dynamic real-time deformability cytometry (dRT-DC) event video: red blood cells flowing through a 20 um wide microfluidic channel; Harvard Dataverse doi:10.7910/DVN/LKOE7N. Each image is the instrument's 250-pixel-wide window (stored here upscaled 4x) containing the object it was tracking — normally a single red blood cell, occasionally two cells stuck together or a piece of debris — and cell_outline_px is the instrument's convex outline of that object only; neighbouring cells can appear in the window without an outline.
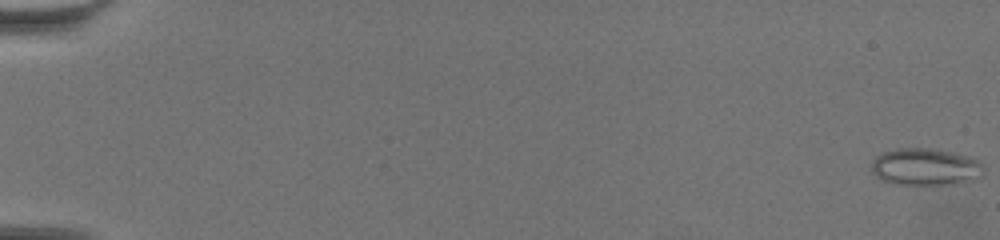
{"species": "common noctule bat (a hibernating species)", "species_latin": "Nyctalus noctula", "temperature_condition": "warm", "stored_images_in_passage": 63, "camera_frame_rate_fps": 3000, "um_per_image_px": 0.085, "animal": {"sex": "female", "body_mass_g": 19.5, "forearm_length_mm": 54.1}, "frame": {"image": 1, "passage_image": 1, "time_ms": 0.0, "image_size_px": [1000, 240], "cell_outline_px": [[984, 168], [980, 176], [952, 184], [892, 184], [880, 180], [872, 172], [872, 160], [876, 156], [884, 152], [900, 148], [928, 148], [948, 152], [980, 160], [984, 164]], "centroid_in_image_um": [78.61, 14.19], "position_along_channel_um": 6.4, "area_um2": 23.93}}
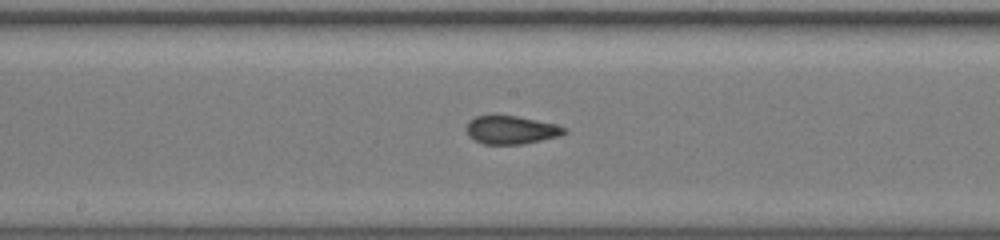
{"frame": {"image": 2, "passage_image": 36, "time_ms": 11.667, "image_size_px": [1000, 240], "cell_outline_px": [[568, 132], [560, 136], [524, 144], [484, 144], [468, 136], [468, 120], [476, 116], [516, 116], [552, 124], [568, 128]], "centroid_in_image_um": [43.47, 11.06], "position_along_channel_um": 204.7, "area_um2": 15.84}}
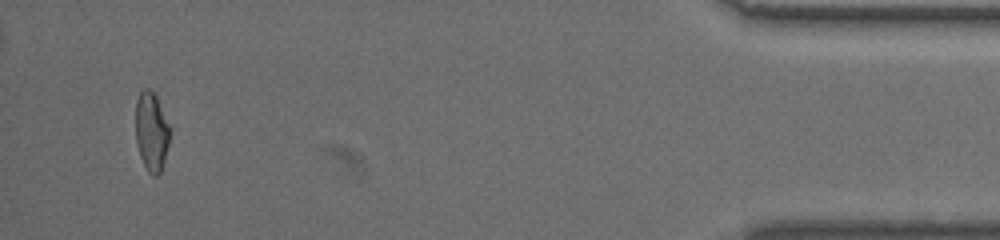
{"frame": {"image": 3, "passage_image": 61, "time_ms": 20.0, "image_size_px": [1000, 240], "cell_outline_px": [[168, 144], [164, 160], [160, 172], [156, 176], [152, 176], [148, 172], [140, 156], [136, 144], [136, 100], [140, 92], [144, 88], [148, 88], [156, 96], [168, 124]], "centroid_in_image_um": [12.84, 11.19], "position_along_channel_um": 422.4, "area_um2": 15.37}, "authors_computed_cell_mechanics": {"area_um2": 16.4152, "velocity_mm_per_s": 3.44, "shape_relaxation_time_tau1_ms": 10.7982, "shape_relaxation_time_tau2_ms": 0.9649, "deformation_change_tau1": 0.2392, "deformation_change_tau2": 0.078}}